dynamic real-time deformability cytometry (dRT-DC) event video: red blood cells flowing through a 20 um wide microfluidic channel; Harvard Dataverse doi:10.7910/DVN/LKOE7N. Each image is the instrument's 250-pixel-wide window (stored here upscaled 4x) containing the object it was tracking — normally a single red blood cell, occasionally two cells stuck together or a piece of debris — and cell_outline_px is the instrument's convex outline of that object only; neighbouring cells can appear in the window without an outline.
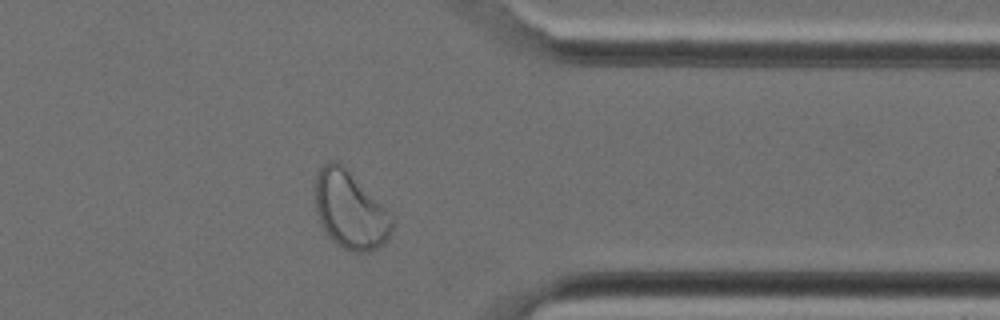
{"species": "Egyptian fruit bat (a non-hibernating species)", "species_latin": "Rousettus aegyptiacus", "temperature_condition": "cold", "stored_images_in_passage": 26, "camera_frame_rate_fps": 3000, "um_per_image_px": 0.085, "animal": {"sex": "female"}, "frame": {"image": 1, "passage_image": 19, "time_ms": 6.0, "image_size_px": [1000, 320], "cell_outline_px": [[392, 232], [388, 240], [376, 248], [368, 252], [352, 252], [336, 244], [328, 236], [320, 224], [316, 212], [316, 176], [320, 168], [328, 160], [336, 160], [392, 216]], "centroid_in_image_um": [29.73, 17.92], "position_along_channel_um": 381.7, "area_um2": 33.93}}